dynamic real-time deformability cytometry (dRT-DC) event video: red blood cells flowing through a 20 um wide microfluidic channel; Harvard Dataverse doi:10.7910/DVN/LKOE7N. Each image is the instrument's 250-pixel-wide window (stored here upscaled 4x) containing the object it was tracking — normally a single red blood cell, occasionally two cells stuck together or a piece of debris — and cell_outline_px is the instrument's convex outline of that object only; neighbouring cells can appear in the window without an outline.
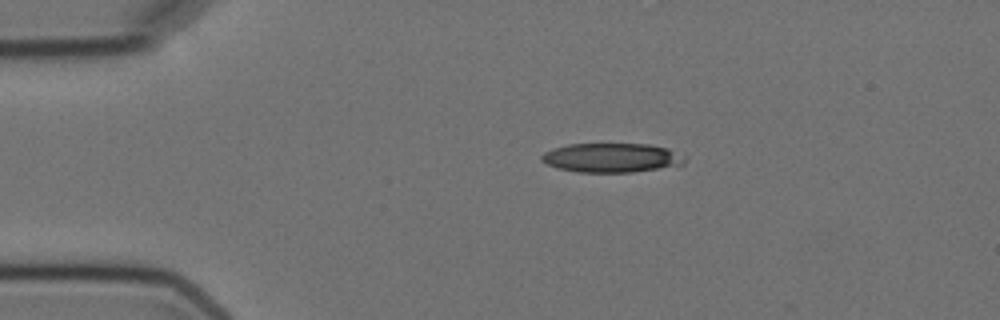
{"species": "Egyptian fruit bat (a non-hibernating species)", "species_latin": "Rousettus aegyptiacus", "temperature_condition": "cold", "stored_images_in_passage": 3, "camera_frame_rate_fps": 3000, "um_per_image_px": 0.085, "animal": {"sex": "female"}, "frame": {"image": 1, "passage_image": 2, "time_ms": 2.0, "image_size_px": [1000, 320], "cell_outline_px": [[684, 164], [632, 172], [576, 172], [556, 168], [540, 160], [540, 156], [544, 152], [552, 148], [568, 144], [648, 144], [668, 148], [684, 156]], "centroid_in_image_um": [51.93, 13.4], "position_along_channel_um": 33.1, "area_um2": 24.33}}